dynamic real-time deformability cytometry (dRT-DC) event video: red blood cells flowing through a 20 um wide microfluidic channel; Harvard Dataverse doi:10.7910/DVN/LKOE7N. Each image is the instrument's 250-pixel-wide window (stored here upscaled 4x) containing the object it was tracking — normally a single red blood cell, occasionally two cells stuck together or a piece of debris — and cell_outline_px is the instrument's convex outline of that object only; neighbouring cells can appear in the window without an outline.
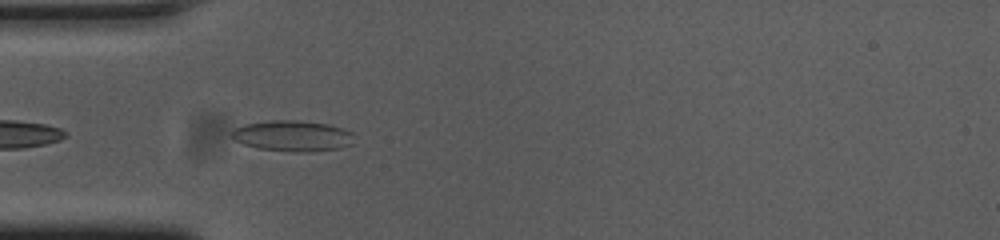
{"species": "common noctule bat (a hibernating species)", "species_latin": "Nyctalus noctula", "temperature_condition": "cold", "stored_images_in_passage": 33, "camera_frame_rate_fps": 3000, "um_per_image_px": 0.085, "animal": {"sex": "female", "body_mass_g": 23.0, "forearm_length_mm": 53.4}, "frame": {"image": 1, "passage_image": 2, "time_ms": 0.333, "image_size_px": [1000, 240], "cell_outline_px": [[352, 144], [340, 148], [308, 152], [296, 152], [260, 148], [244, 144], [236, 140], [232, 136], [232, 132], [236, 128], [244, 124], [272, 120], [296, 120], [328, 124], [352, 132]], "centroid_in_image_um": [24.88, 11.55], "position_along_channel_um": 60.1, "area_um2": 21.68}}
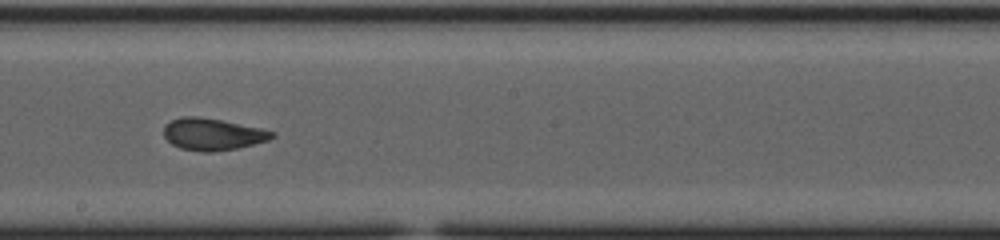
{"frame": {"image": 2, "passage_image": 16, "time_ms": 5.0, "image_size_px": [1000, 240], "cell_outline_px": [[276, 136], [268, 140], [236, 148], [208, 152], [204, 152], [180, 148], [172, 144], [164, 136], [164, 124], [180, 116], [200, 116], [260, 128], [276, 132]], "centroid_in_image_um": [18.05, 11.4], "position_along_channel_um": 230.2, "area_um2": 20.0}}
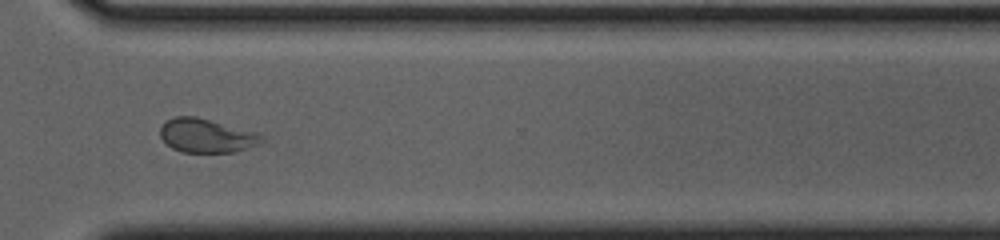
{"frame": {"image": 3, "passage_image": 26, "time_ms": 8.333, "image_size_px": [1000, 240], "cell_outline_px": [[264, 140], [256, 144], [236, 152], [180, 152], [172, 148], [160, 136], [160, 128], [168, 120], [176, 116], [196, 116], [260, 132], [264, 136]], "centroid_in_image_um": [17.59, 11.52], "position_along_channel_um": 353.0, "area_um2": 20.11}, "authors_computed_cell_mechanics": {"area_um2": 20.23, "velocity_mm_per_s": 3.6804, "shape_relaxation_time_tau1_ms": null, "shape_relaxation_time_tau2_ms": 1.3441, "deformation_change_tau1": null, "deformation_change_tau2": 0.0674}}